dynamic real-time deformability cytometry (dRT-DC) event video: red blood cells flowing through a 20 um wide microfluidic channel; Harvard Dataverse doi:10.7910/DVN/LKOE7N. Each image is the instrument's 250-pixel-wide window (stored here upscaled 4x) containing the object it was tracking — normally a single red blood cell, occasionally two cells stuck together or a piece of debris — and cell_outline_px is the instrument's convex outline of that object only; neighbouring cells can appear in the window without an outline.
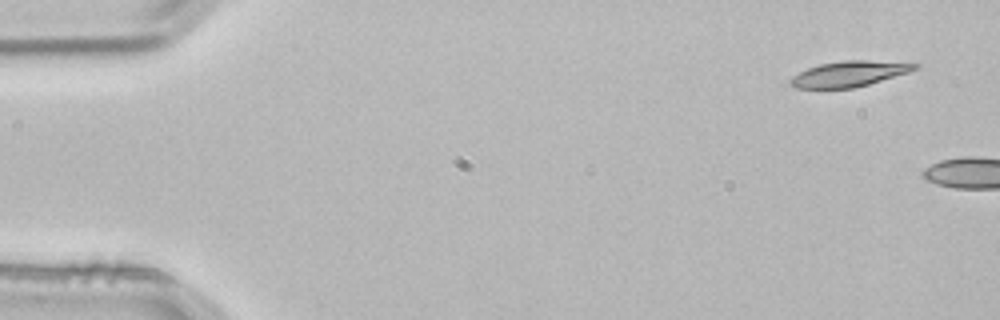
{"species": "common noctule bat (a hibernating species)", "species_latin": "Nyctalus noctula", "temperature_condition": "room temperature", "stored_images_in_passage": 5, "camera_frame_rate_fps": 3000, "um_per_image_px": 0.085, "animal": {"sex": "male", "body_mass_g": 21.5, "forearm_length_mm": 52.0}, "frame": {"image": 1, "passage_image": 1, "time_ms": 0.0, "image_size_px": [1000, 320], "cell_outline_px": [[920, 68], [908, 72], [868, 84], [852, 88], [796, 88], [788, 84], [788, 80], [792, 76], [808, 68], [820, 64], [844, 60], [868, 60], [920, 64]], "centroid_in_image_um": [72.15, 6.27], "position_along_channel_um": 12.9, "area_um2": 18.38}}